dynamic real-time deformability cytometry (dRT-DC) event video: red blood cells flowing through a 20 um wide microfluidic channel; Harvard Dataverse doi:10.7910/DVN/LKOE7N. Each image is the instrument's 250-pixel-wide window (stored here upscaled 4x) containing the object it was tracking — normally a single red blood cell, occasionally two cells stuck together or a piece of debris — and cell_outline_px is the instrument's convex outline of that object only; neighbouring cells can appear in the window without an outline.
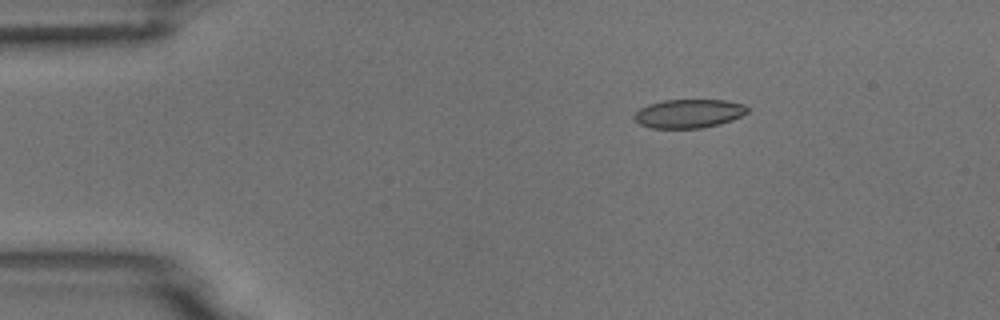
{"species": "common noctule bat (a hibernating species)", "species_latin": "Nyctalus noctula", "temperature_condition": "room temperature", "stored_images_in_passage": 4, "camera_frame_rate_fps": 3000, "um_per_image_px": 0.085, "animal": {"sex": "male", "body_mass_g": 18.8}, "frame": {"image": 1, "passage_image": 2, "time_ms": 2.0, "image_size_px": [1000, 320], "cell_outline_px": [[748, 112], [732, 120], [720, 124], [700, 128], [652, 128], [640, 124], [632, 116], [640, 108], [648, 104], [664, 100], [724, 100], [744, 104], [748, 108]], "centroid_in_image_um": [58.54, 9.65], "position_along_channel_um": 26.5, "area_um2": 18.9}}
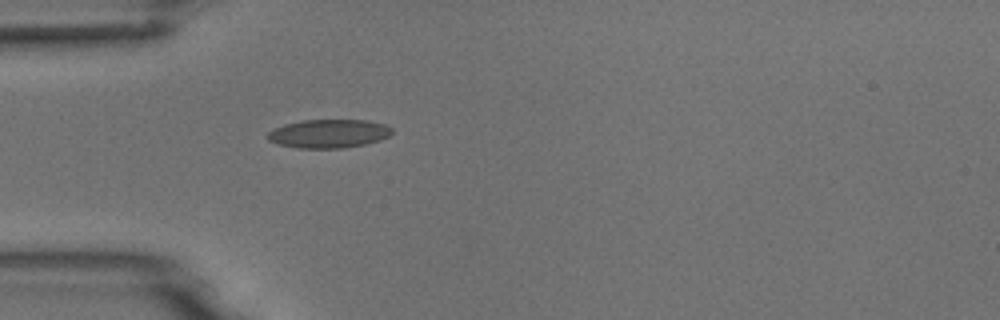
{"frame": {"image": 2, "passage_image": 4, "time_ms": 4.333, "image_size_px": [1000, 320], "cell_outline_px": [[392, 132], [388, 136], [380, 140], [364, 144], [344, 148], [300, 148], [280, 144], [268, 140], [268, 132], [284, 124], [304, 120], [368, 120], [384, 124], [392, 128]], "centroid_in_image_um": [27.97, 11.35], "position_along_channel_um": 57.0, "area_um2": 20.52}}